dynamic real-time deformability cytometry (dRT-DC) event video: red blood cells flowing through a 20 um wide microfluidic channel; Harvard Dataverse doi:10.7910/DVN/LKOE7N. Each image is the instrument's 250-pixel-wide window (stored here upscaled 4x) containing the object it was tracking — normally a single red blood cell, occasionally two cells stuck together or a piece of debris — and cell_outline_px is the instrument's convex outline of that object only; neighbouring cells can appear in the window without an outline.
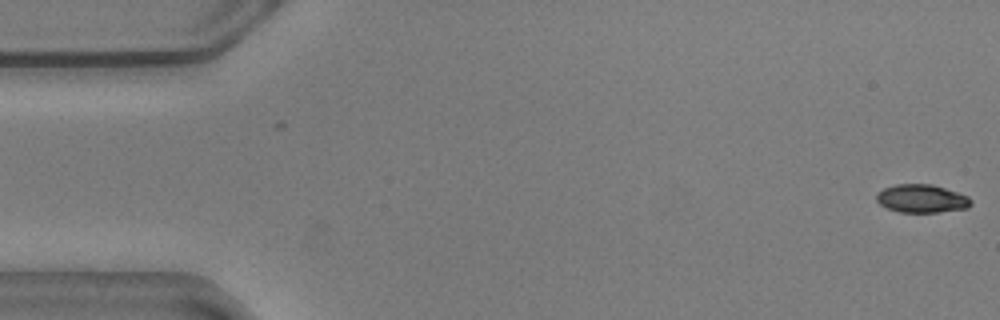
{"species": "common noctule bat (a hibernating species)", "species_latin": "Nyctalus noctula", "temperature_condition": "warm", "stored_images_in_passage": 2, "camera_frame_rate_fps": 3000, "um_per_image_px": 0.085, "animal": {"sex": "male", "body_mass_g": 20.5, "forearm_length_mm": 52.5}, "frame": {"image": 1, "passage_image": 2, "time_ms": 0.333, "image_size_px": [1000, 320], "cell_outline_px": [[972, 204], [968, 208], [936, 212], [900, 212], [888, 208], [880, 204], [876, 200], [876, 192], [884, 188], [896, 184], [932, 184], [968, 196], [972, 200]], "centroid_in_image_um": [78.33, 16.87], "position_along_channel_um": 6.7, "area_um2": 15.49}}